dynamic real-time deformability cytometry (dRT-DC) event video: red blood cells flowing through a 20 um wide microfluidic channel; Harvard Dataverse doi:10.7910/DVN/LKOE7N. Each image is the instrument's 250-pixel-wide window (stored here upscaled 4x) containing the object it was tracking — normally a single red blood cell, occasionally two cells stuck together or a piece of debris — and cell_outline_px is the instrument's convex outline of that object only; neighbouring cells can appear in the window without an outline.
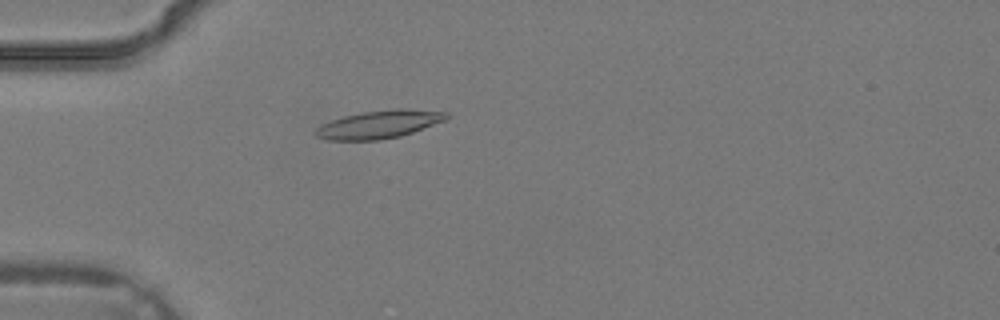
{"species": "common noctule bat (a hibernating species)", "species_latin": "Nyctalus noctula", "temperature_condition": "warm", "stored_images_in_passage": 1, "camera_frame_rate_fps": 3000, "um_per_image_px": 0.085, "animal": {"sex": "male", "body_mass_g": 19.2, "forearm_length_mm": 51.8}, "frame": {"image": 1, "passage_image": 1, "time_ms": 0.0, "image_size_px": [1000, 320], "cell_outline_px": [[448, 120], [400, 136], [380, 140], [328, 140], [316, 136], [312, 132], [316, 128], [332, 120], [344, 116], [364, 112], [396, 108], [400, 108], [448, 112]], "centroid_in_image_um": [32.24, 10.57], "position_along_channel_um": 52.8, "area_um2": 21.27}}